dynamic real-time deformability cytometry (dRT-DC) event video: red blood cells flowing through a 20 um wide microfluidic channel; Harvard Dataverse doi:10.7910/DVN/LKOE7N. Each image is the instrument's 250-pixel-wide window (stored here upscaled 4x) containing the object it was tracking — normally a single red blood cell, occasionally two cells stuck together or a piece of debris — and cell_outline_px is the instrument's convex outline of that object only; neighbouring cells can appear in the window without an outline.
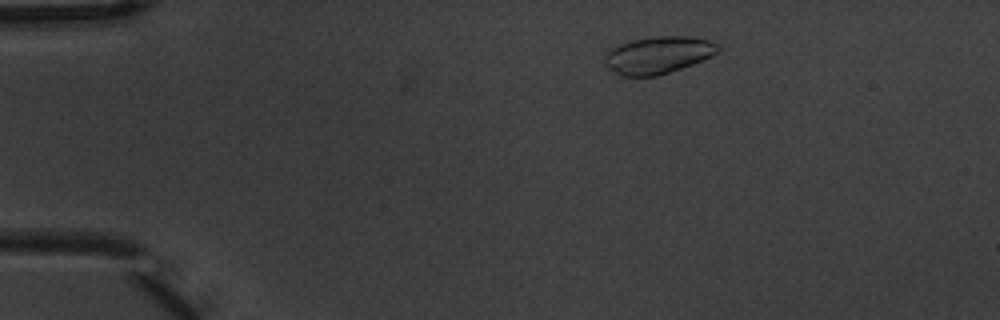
{"species": "common noctule bat (a hibernating species)", "species_latin": "Nyctalus noctula", "temperature_condition": "warm", "stored_images_in_passage": 3, "camera_frame_rate_fps": 3000, "um_per_image_px": 0.085, "animal": {"sex": "male", "body_mass_g": 20.1, "forearm_length_mm": 53.5}, "frame": {"image": 1, "passage_image": 1, "time_ms": 0.0, "image_size_px": [1000, 320], "cell_outline_px": [[720, 48], [712, 56], [692, 64], [656, 76], [620, 76], [608, 68], [604, 64], [604, 56], [612, 48], [620, 44], [632, 40], [656, 36], [688, 36], [708, 40], [720, 44]], "centroid_in_image_um": [55.93, 4.67], "position_along_channel_um": 29.1, "area_um2": 24.45}}